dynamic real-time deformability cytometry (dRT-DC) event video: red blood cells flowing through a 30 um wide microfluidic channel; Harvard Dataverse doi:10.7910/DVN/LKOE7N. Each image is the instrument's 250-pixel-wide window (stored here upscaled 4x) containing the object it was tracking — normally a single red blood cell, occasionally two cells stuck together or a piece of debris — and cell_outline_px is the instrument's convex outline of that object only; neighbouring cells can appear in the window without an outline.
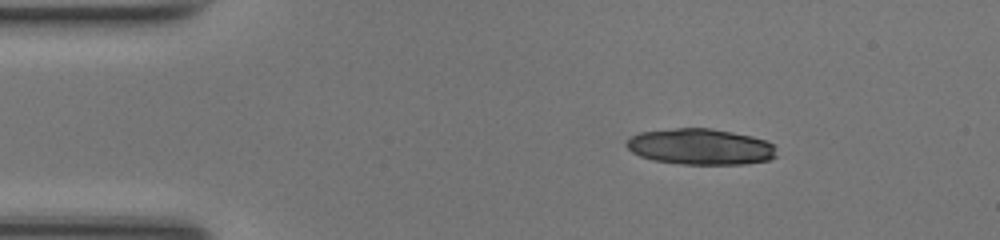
{"species": "common noctule bat (a hibernating species)", "species_latin": "Nyctalus noctula", "temperature_condition": "room temperature", "stored_images_in_passage": 41, "camera_frame_rate_fps": 3000, "um_per_image_px": 0.085, "animal": {"sex": "female", "body_mass_g": 17.0, "forearm_length_mm": 48.0}, "frame": {"image": 1, "passage_image": 1, "time_ms": 0.0, "image_size_px": [1000, 240], "cell_outline_px": [[776, 156], [768, 160], [744, 164], [680, 164], [652, 160], [640, 156], [632, 152], [624, 144], [632, 136], [640, 132], [676, 128], [712, 128], [752, 136], [764, 140], [772, 144], [776, 148]], "centroid_in_image_um": [59.53, 12.47], "position_along_channel_um": 25.5, "area_um2": 31.5}}
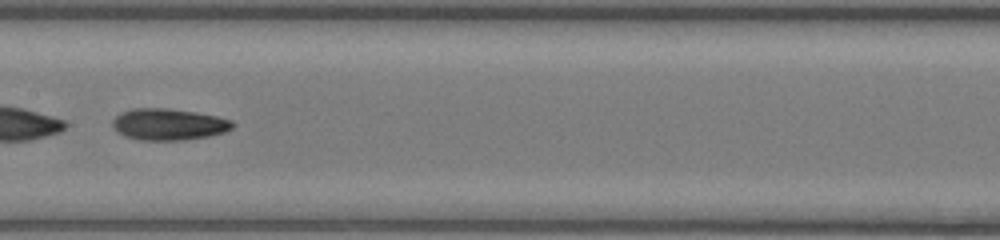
{"frame": {"image": 2, "passage_image": 18, "time_ms": 5.667, "image_size_px": [1000, 240], "cell_outline_px": [[236, 124], [232, 128], [224, 132], [208, 136], [184, 140], [140, 140], [124, 136], [116, 132], [112, 128], [112, 120], [120, 112], [132, 108], [168, 108], [196, 112], [216, 116], [232, 120]], "centroid_in_image_um": [14.3, 10.56], "position_along_channel_um": 193.1, "area_um2": 22.31}}
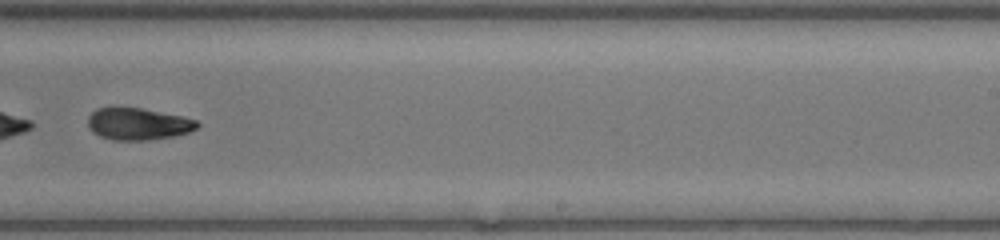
{"frame": {"image": 3, "passage_image": 24, "time_ms": 7.667, "image_size_px": [1000, 240], "cell_outline_px": [[200, 124], [196, 128], [188, 132], [176, 136], [148, 140], [112, 140], [100, 136], [92, 132], [88, 128], [88, 116], [96, 108], [140, 108], [184, 116], [196, 120]], "centroid_in_image_um": [11.73, 10.54], "position_along_channel_um": 277.3, "area_um2": 20.4}, "authors_computed_cell_mechanics": {"area_um2": 22.3108, "velocity_mm_per_s": 4.245, "shape_relaxation_time_tau1_ms": 9.0627, "shape_relaxation_time_tau2_ms": 4.1913, "deformation_change_tau1": 0.2416, "deformation_change_tau2": 0.103}}